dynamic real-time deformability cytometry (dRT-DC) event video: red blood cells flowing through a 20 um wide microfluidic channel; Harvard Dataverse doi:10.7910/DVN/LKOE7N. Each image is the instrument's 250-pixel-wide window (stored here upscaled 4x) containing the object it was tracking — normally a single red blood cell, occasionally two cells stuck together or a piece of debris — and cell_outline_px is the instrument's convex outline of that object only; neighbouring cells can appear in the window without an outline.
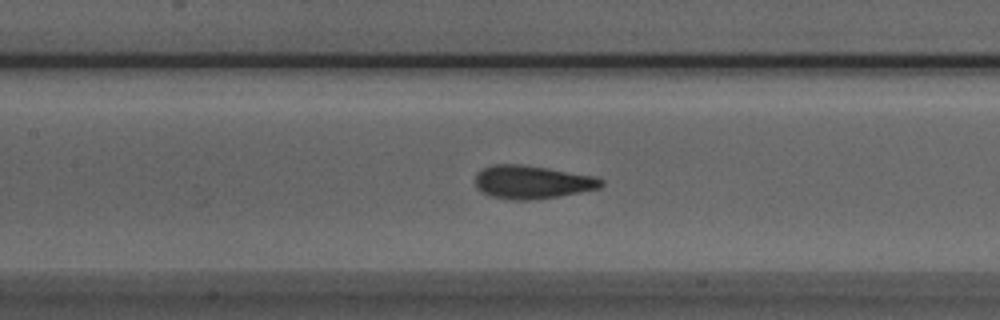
{"species": "Egyptian fruit bat (a non-hibernating species)", "species_latin": "Rousettus aegyptiacus", "temperature_condition": "room temperature", "stored_images_in_passage": 35, "camera_frame_rate_fps": 3000, "um_per_image_px": 0.085, "animal": {"sex": "male"}, "frame": {"image": 1, "passage_image": 12, "time_ms": 3.667, "image_size_px": [1000, 320], "cell_outline_px": [[604, 184], [600, 188], [580, 192], [556, 196], [528, 200], [512, 200], [492, 196], [476, 188], [476, 176], [484, 168], [496, 164], [520, 164], [548, 168], [596, 176], [604, 180]], "centroid_in_image_um": [45.28, 15.47], "position_along_channel_um": 162.1, "area_um2": 24.16}}
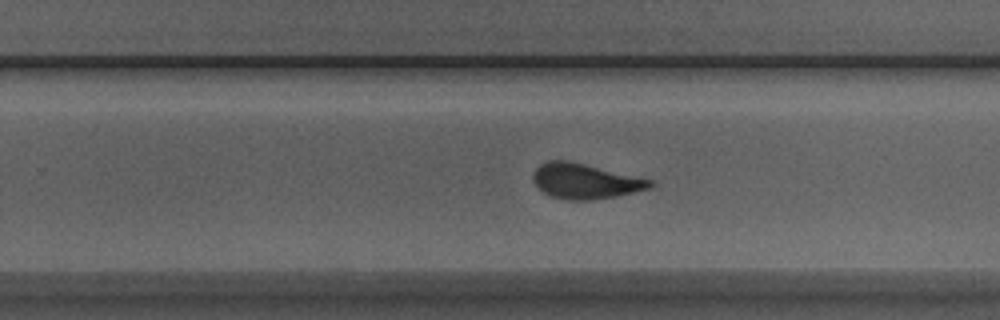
{"frame": {"image": 2, "passage_image": 21, "time_ms": 6.667, "image_size_px": [1000, 320], "cell_outline_px": [[656, 184], [652, 188], [616, 196], [592, 200], [564, 200], [548, 196], [532, 180], [532, 176], [536, 168], [540, 164], [548, 160], [568, 160], [652, 180]], "centroid_in_image_um": [49.73, 15.4], "position_along_channel_um": 280.1, "area_um2": 24.04}}
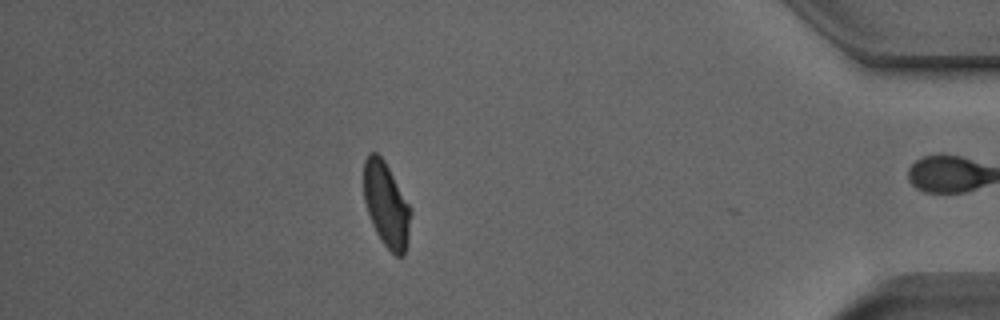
{"frame": {"image": 3, "passage_image": 34, "time_ms": 11.0, "image_size_px": [1000, 320], "cell_outline_px": [[412, 212], [408, 236], [404, 256], [396, 256], [380, 240], [372, 224], [364, 200], [364, 160], [368, 152], [376, 152], [384, 160], [408, 204]], "centroid_in_image_um": [32.82, 17.4], "position_along_channel_um": 402.4, "area_um2": 22.83}, "authors_computed_cell_mechanics": {"area_um2": 24.565, "velocity_mm_per_s": 3.9416, "shape_relaxation_time_tau1_ms": 3.4716, "shape_relaxation_time_tau2_ms": 2.7996, "deformation_change_tau1": 0.1045, "deformation_change_tau2": 0.0763}}